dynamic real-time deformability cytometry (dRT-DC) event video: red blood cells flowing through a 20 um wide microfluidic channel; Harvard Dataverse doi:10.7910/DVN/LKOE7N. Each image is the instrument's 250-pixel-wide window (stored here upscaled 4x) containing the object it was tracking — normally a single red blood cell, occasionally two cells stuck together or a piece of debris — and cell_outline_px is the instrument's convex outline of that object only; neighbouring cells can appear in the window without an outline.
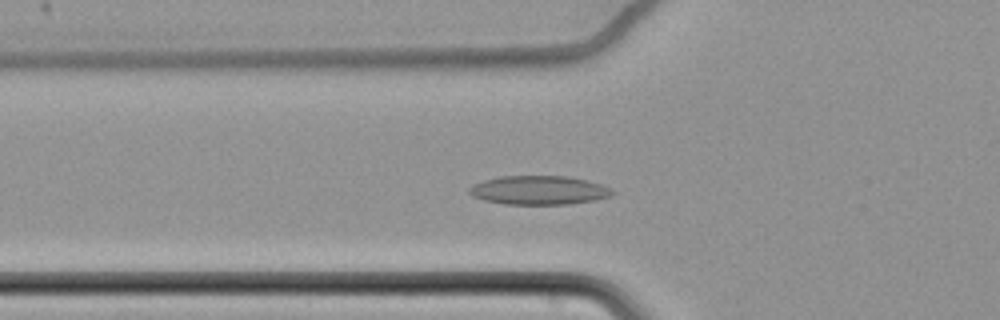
{"species": "common noctule bat (a hibernating species)", "species_latin": "Nyctalus noctula", "temperature_condition": "cold", "stored_images_in_passage": 46, "camera_frame_rate_fps": 3000, "um_per_image_px": 0.085, "animal": {"sex": "female", "body_mass_g": 22.7, "forearm_length_mm": 54.2}, "frame": {"image": 1, "passage_image": 7, "time_ms": 2.0, "image_size_px": [1000, 320], "cell_outline_px": [[616, 192], [612, 196], [596, 200], [568, 204], [504, 204], [484, 200], [472, 196], [468, 192], [468, 188], [472, 184], [484, 180], [500, 176], [568, 176], [588, 180], [612, 188]], "centroid_in_image_um": [45.82, 16.16], "position_along_channel_um": 80.0, "area_um2": 24.33}}
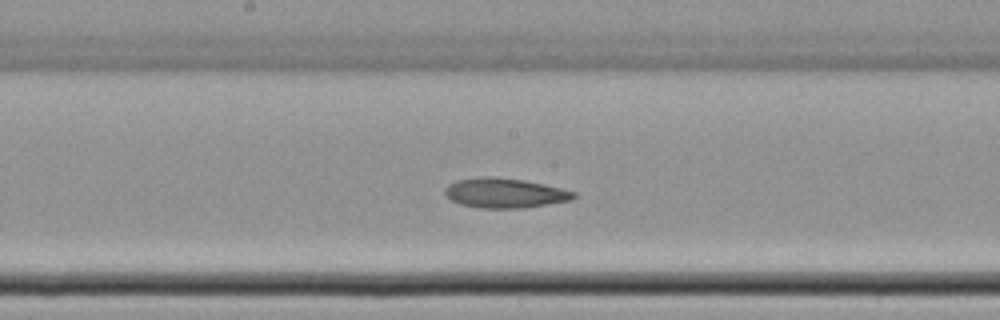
{"frame": {"image": 2, "passage_image": 18, "time_ms": 5.667, "image_size_px": [1000, 320], "cell_outline_px": [[576, 196], [572, 200], [524, 208], [480, 208], [460, 204], [452, 200], [444, 192], [444, 188], [448, 184], [456, 180], [484, 176], [496, 176], [524, 180], [544, 184], [576, 192]], "centroid_in_image_um": [42.9, 16.4], "position_along_channel_um": 205.3, "area_um2": 22.43}}
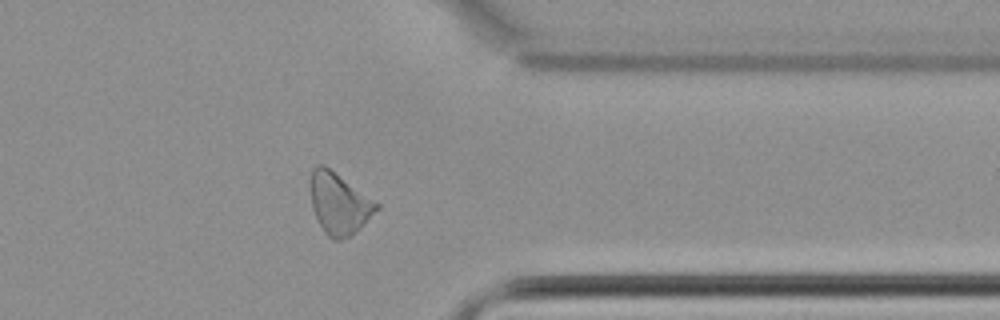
{"frame": {"image": 3, "passage_image": 34, "time_ms": 11.0, "image_size_px": [1000, 320], "cell_outline_px": [[380, 208], [352, 236], [340, 240], [332, 240], [324, 232], [312, 208], [308, 188], [308, 180], [312, 168], [316, 164], [324, 164], [380, 204]], "centroid_in_image_um": [28.78, 17.28], "position_along_channel_um": 382.6, "area_um2": 24.1}}